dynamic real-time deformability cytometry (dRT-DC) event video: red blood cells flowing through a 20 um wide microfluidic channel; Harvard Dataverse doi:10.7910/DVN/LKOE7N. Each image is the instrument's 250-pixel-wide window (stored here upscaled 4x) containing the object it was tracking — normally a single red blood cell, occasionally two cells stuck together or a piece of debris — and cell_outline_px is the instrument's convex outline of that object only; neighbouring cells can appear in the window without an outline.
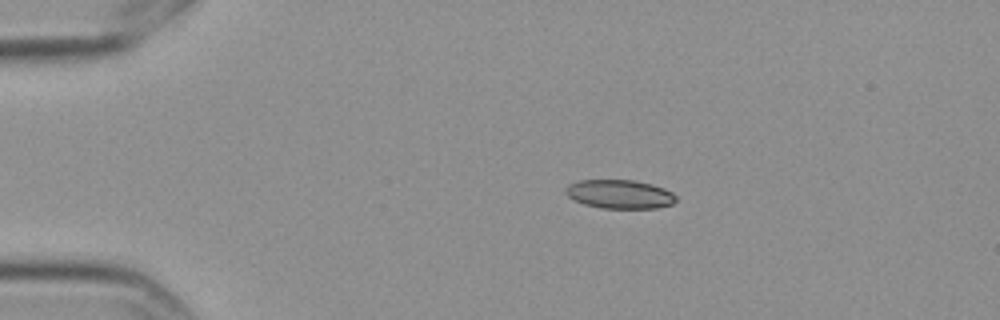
{"species": "Egyptian fruit bat (a non-hibernating species)", "species_latin": "Rousettus aegyptiacus", "temperature_condition": "cold", "stored_images_in_passage": 5, "camera_frame_rate_fps": 3000, "um_per_image_px": 0.085, "frame": {"image": 1, "passage_image": 2, "time_ms": 0.333, "image_size_px": [1000, 320], "cell_outline_px": [[676, 200], [672, 204], [656, 208], [600, 208], [584, 204], [572, 200], [564, 192], [564, 188], [568, 184], [580, 180], [636, 180], [652, 184], [664, 188], [672, 192], [676, 196]], "centroid_in_image_um": [52.64, 16.5], "position_along_channel_um": 32.4, "area_um2": 18.73}}
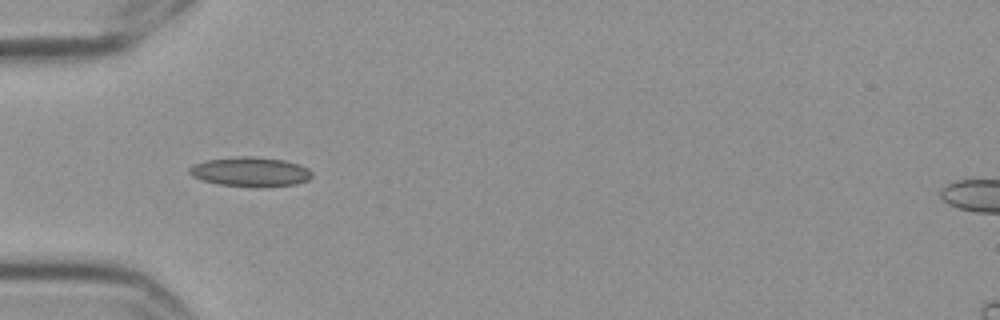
{"frame": {"image": 2, "passage_image": 4, "time_ms": 1.0, "image_size_px": [1000, 320], "cell_outline_px": [[312, 176], [308, 180], [296, 184], [260, 188], [216, 184], [192, 176], [188, 172], [188, 168], [192, 164], [204, 160], [240, 156], [256, 156], [284, 160], [300, 164], [308, 168], [312, 172]], "centroid_in_image_um": [21.28, 14.6], "position_along_channel_um": 63.7, "area_um2": 21.5}}
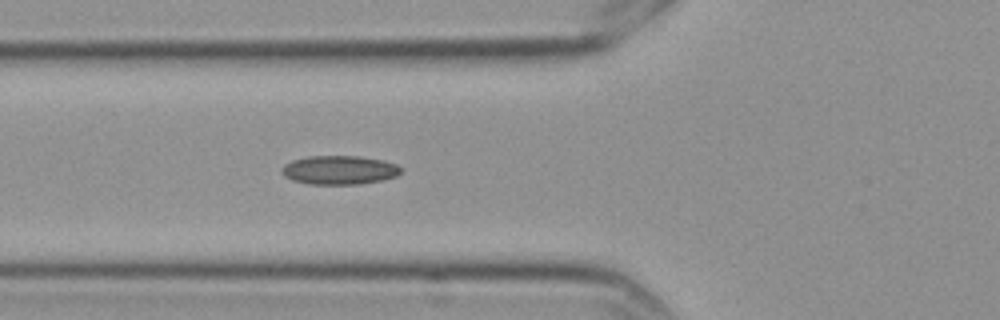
{"frame": {"image": 3, "passage_image": 5, "time_ms": 1.333, "image_size_px": [1000, 320], "cell_outline_px": [[400, 172], [396, 176], [380, 180], [360, 184], [308, 184], [292, 180], [284, 176], [280, 172], [284, 164], [292, 160], [308, 156], [360, 156], [384, 160], [396, 164], [400, 168]], "centroid_in_image_um": [28.8, 14.45], "position_along_channel_um": 97.0, "area_um2": 20.06}}